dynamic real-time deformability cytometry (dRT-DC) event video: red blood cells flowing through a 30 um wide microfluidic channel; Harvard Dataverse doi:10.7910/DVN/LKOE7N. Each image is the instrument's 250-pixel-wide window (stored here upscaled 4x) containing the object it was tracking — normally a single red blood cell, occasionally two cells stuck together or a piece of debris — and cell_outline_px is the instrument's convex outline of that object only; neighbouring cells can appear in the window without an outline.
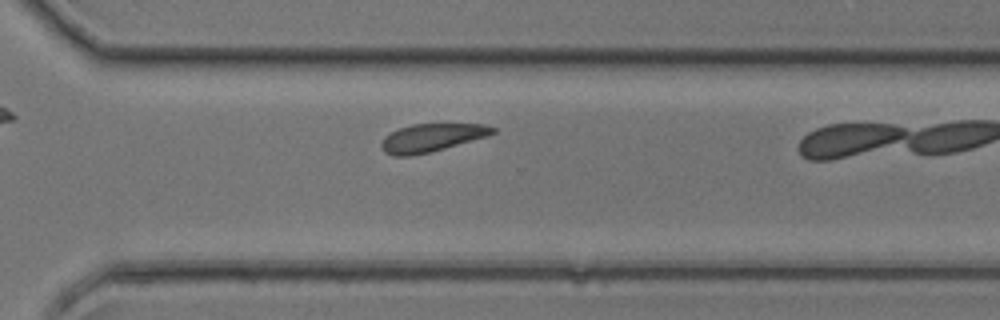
{"species": "common noctule bat (a hibernating species)", "species_latin": "Nyctalus noctula", "temperature_condition": "room temperature", "stored_images_in_passage": 17, "camera_frame_rate_fps": 3000, "um_per_image_px": 0.085, "animal": {"sex": "female", "body_mass_g": 17.0, "forearm_length_mm": 48.0}, "frame": {"image": 1, "passage_image": 16, "time_ms": 5.0, "image_size_px": [1000, 320], "cell_outline_px": [[496, 132], [488, 136], [444, 148], [412, 156], [392, 156], [384, 152], [380, 148], [380, 144], [384, 136], [400, 128], [412, 124], [484, 124], [496, 128]], "centroid_in_image_um": [36.66, 11.71], "position_along_channel_um": 333.9, "area_um2": 18.15}}